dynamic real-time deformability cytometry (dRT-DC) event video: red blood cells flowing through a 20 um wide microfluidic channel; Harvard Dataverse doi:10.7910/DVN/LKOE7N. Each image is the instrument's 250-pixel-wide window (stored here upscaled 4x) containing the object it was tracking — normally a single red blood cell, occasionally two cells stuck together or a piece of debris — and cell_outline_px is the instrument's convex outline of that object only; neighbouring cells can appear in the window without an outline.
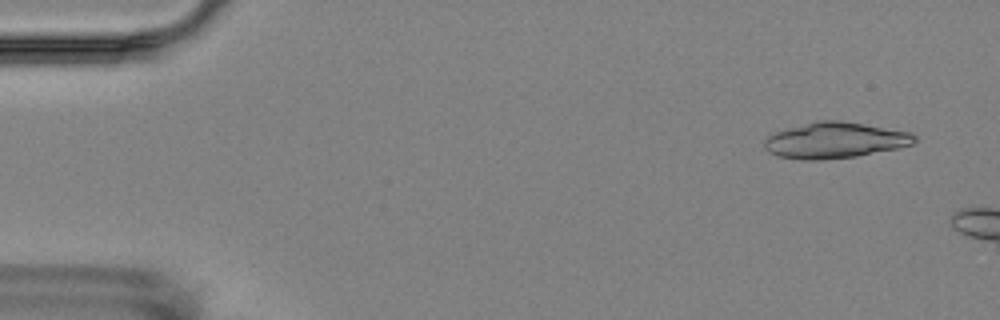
{"species": "Egyptian fruit bat (a non-hibernating species)", "species_latin": "Rousettus aegyptiacus", "temperature_condition": "room temperature", "stored_images_in_passage": 2, "camera_frame_rate_fps": 3000, "um_per_image_px": 0.085, "animal": {"sex": "female"}, "frame": {"image": 1, "passage_image": 1, "time_ms": 0.0, "image_size_px": [1000, 320], "cell_outline_px": [[916, 140], [912, 144], [896, 148], [856, 156], [820, 160], [800, 160], [776, 156], [768, 152], [764, 148], [764, 140], [768, 136], [776, 132], [788, 128], [816, 120], [840, 120], [912, 132], [916, 136]], "centroid_in_image_um": [70.93, 11.92], "position_along_channel_um": 14.1, "area_um2": 31.44}}